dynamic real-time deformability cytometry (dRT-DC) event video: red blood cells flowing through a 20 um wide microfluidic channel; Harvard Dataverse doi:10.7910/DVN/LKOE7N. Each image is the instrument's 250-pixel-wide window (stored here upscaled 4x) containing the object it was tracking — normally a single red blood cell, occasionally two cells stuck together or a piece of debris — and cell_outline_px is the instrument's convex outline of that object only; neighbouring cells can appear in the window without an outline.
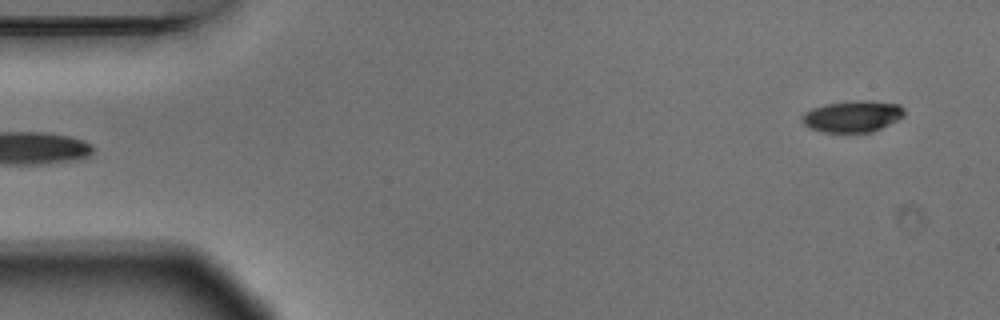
{"species": "Egyptian fruit bat (a non-hibernating species)", "species_latin": "Rousettus aegyptiacus", "temperature_condition": "warm", "stored_images_in_passage": 5, "segment_of_instrument_passage": [2, 2], "camera_frame_rate_fps": 3000, "um_per_image_px": 0.085, "animal": {"sex": "male"}, "frame": {"image": 1, "passage_image": 5, "time_ms": 1.333, "image_size_px": [1000, 320], "cell_outline_px": [[904, 116], [872, 132], [820, 132], [804, 124], [804, 112], [812, 108], [824, 104], [856, 100], [864, 100], [900, 104], [904, 108]], "centroid_in_image_um": [72.48, 9.88], "position_along_channel_um": 12.5, "area_um2": 18.55}}